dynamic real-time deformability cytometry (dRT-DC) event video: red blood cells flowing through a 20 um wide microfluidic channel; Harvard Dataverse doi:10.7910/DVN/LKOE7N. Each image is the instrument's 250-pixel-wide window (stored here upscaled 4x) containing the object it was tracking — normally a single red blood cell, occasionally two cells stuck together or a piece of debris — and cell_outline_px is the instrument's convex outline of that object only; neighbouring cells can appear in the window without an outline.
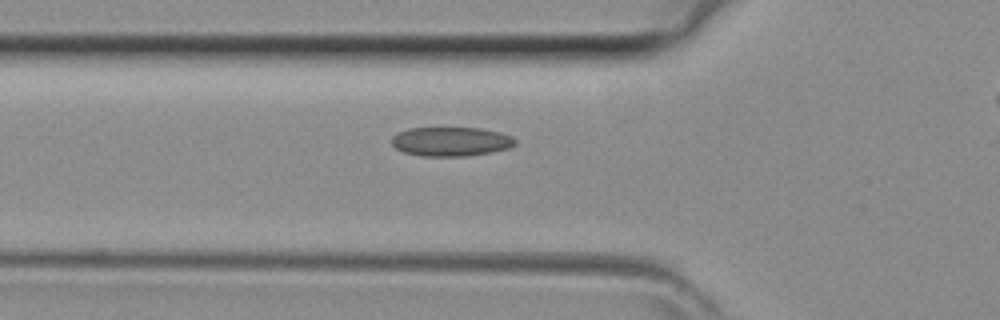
{"species": "common noctule bat (a hibernating species)", "species_latin": "Nyctalus noctula", "temperature_condition": "room temperature", "stored_images_in_passage": 25, "camera_frame_rate_fps": 3000, "um_per_image_px": 0.085, "animal": {"sex": "female", "body_mass_g": 29.2, "forearm_length_mm": 56.3}, "frame": {"image": 1, "passage_image": 2, "time_ms": 0.333, "image_size_px": [1000, 320], "cell_outline_px": [[516, 144], [508, 148], [488, 152], [464, 156], [420, 156], [404, 152], [396, 148], [392, 144], [392, 136], [408, 128], [480, 128], [500, 132], [512, 136], [516, 140]], "centroid_in_image_um": [38.32, 12.02], "position_along_channel_um": 87.5, "area_um2": 20.87}}
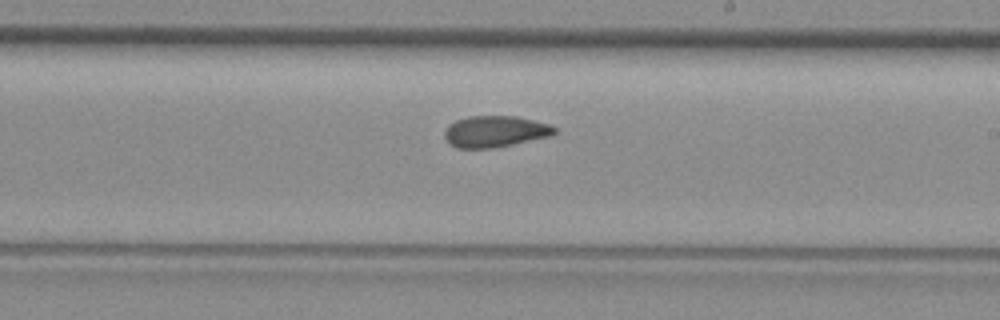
{"frame": {"image": 2, "passage_image": 12, "time_ms": 3.667, "image_size_px": [1000, 320], "cell_outline_px": [[556, 132], [548, 136], [488, 148], [460, 148], [452, 144], [444, 136], [444, 132], [448, 124], [456, 120], [468, 116], [516, 116], [548, 124], [556, 128]], "centroid_in_image_um": [42.03, 11.15], "position_along_channel_um": 247.0, "area_um2": 19.54}}
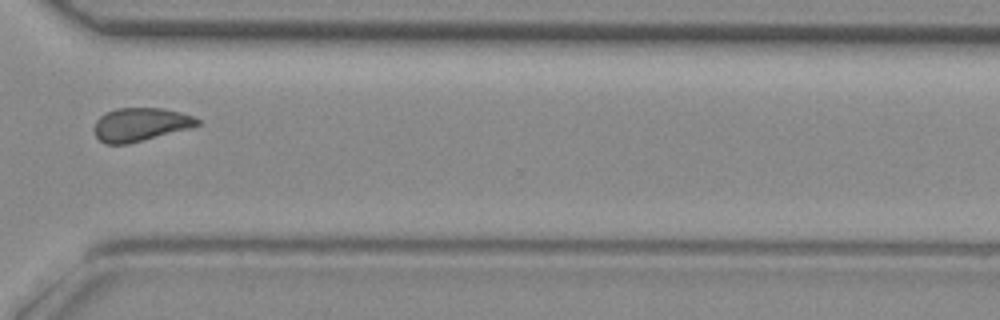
{"frame": {"image": 3, "passage_image": 19, "time_ms": 6.0, "image_size_px": [1000, 320], "cell_outline_px": [[200, 124], [188, 128], [128, 144], [104, 144], [96, 136], [96, 120], [104, 112], [116, 108], [160, 108], [180, 112], [192, 116], [200, 120]], "centroid_in_image_um": [11.91, 10.57], "position_along_channel_um": 358.7, "area_um2": 19.77}}